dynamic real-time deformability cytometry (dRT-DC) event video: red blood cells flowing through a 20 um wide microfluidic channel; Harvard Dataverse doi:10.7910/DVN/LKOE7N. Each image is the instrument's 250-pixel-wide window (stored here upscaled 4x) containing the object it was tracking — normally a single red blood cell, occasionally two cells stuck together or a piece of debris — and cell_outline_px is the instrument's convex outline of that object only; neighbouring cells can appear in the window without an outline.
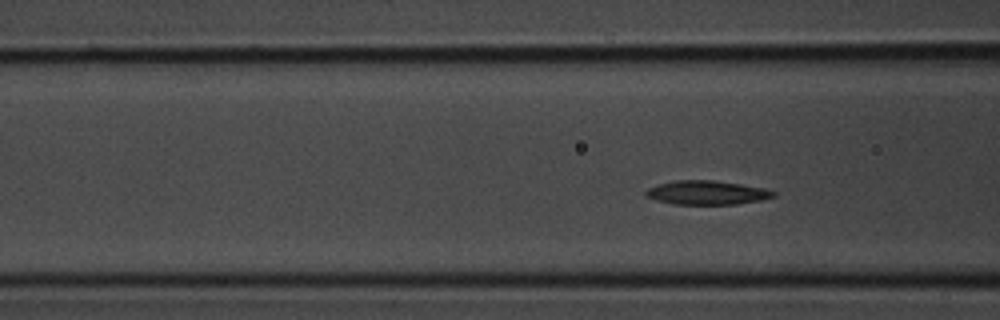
{"species": "common noctule bat (a hibernating species)", "species_latin": "Nyctalus noctula", "temperature_condition": "room temperature", "stored_images_in_passage": 5, "segment_of_instrument_passage": [2, 2], "camera_frame_rate_fps": 3000, "um_per_image_px": 0.085, "animal": {"sex": "male", "body_mass_g": 20.1, "forearm_length_mm": 53.5}, "frame": {"image": 1, "passage_image": 5, "time_ms": 1.333, "image_size_px": [1000, 320], "cell_outline_px": [[776, 196], [760, 200], [736, 204], [672, 204], [656, 200], [644, 196], [644, 192], [648, 188], [660, 184], [676, 180], [712, 180], [740, 184], [764, 188], [776, 192]], "centroid_in_image_um": [60.06, 16.38], "position_along_channel_um": 106.5, "area_um2": 17.74}}